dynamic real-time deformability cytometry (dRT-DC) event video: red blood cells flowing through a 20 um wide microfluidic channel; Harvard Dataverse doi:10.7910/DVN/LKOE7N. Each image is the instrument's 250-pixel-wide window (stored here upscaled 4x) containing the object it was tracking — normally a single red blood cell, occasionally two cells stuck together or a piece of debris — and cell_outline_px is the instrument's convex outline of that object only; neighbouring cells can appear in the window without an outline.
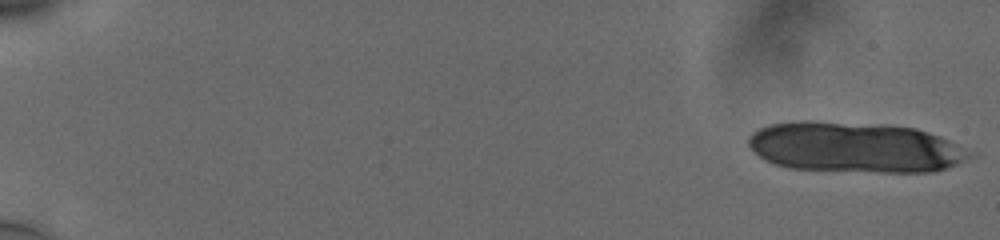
{"species": "human", "species_latin": "Homo sapiens", "temperature_condition": "cold", "stored_images_in_passage": 17, "camera_frame_rate_fps": 3000, "um_per_image_px": 0.085, "donor": {"sex": "male"}, "frame": {"image": 1, "passage_image": 1, "time_ms": 0.0, "image_size_px": [1000, 240], "cell_outline_px": [[976, 152], [972, 156], [956, 164], [932, 172], [884, 172], [788, 168], [776, 164], [760, 156], [748, 144], [748, 140], [752, 132], [768, 124], [792, 120], [816, 120], [916, 128], [940, 136]], "centroid_in_image_um": [72.67, 12.51], "position_along_channel_um": 12.3, "area_um2": 64.91}}